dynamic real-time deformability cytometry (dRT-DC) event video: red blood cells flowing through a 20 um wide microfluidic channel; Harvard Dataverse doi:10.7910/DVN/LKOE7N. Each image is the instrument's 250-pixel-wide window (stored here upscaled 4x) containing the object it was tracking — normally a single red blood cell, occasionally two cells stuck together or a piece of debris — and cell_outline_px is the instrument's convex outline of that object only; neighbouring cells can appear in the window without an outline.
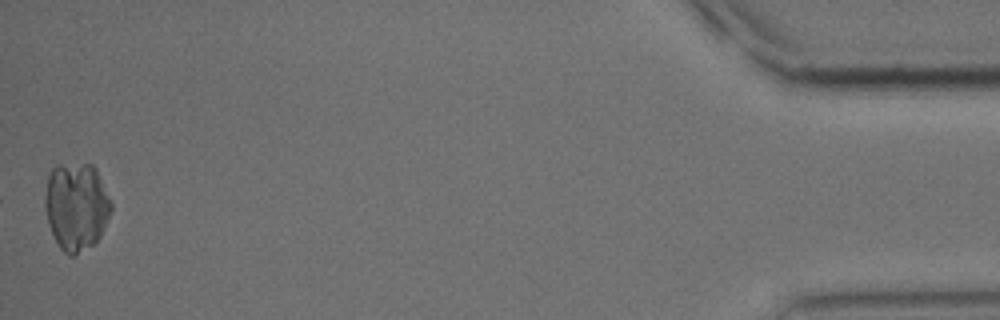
{"species": "common noctule bat (a hibernating species)", "species_latin": "Nyctalus noctula", "temperature_condition": "cold", "stored_images_in_passage": 13, "camera_frame_rate_fps": 3000, "um_per_image_px": 0.085, "animal": {"sex": "male", "body_mass_g": 15.6}, "frame": {"image": 1, "passage_image": 13, "time_ms": 14.667, "image_size_px": [1000, 320], "cell_outline_px": [[112, 208], [100, 236], [92, 244], [72, 256], [68, 256], [60, 248], [48, 224], [44, 208], [44, 196], [48, 176], [52, 168], [56, 164], [92, 164], [96, 168], [112, 204]], "centroid_in_image_um": [6.46, 17.51], "position_along_channel_um": 428.7, "area_um2": 33.81}, "authors_computed_cell_mechanics": {"area_um2": 22.0796, "velocity_mm_per_s": 3.719, "shape_relaxation_time_tau1_ms": 5.5145, "shape_relaxation_time_tau2_ms": null, "deformation_change_tau1": 0.1243, "deformation_change_tau2": null}}